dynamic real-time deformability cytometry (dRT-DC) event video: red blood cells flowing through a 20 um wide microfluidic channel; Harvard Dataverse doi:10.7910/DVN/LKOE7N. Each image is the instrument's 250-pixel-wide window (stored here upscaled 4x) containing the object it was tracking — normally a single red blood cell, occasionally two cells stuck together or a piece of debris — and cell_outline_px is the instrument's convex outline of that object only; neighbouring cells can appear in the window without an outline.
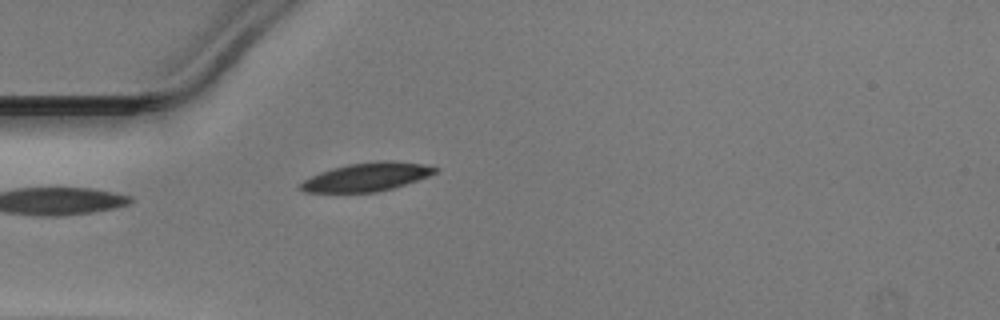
{"species": "Egyptian fruit bat (a non-hibernating species)", "species_latin": "Rousettus aegyptiacus", "temperature_condition": "warm", "stored_images_in_passage": 5, "camera_frame_rate_fps": 3000, "um_per_image_px": 0.085, "animal": {"sex": "male"}, "frame": {"image": 1, "passage_image": 1, "time_ms": 0.0, "image_size_px": [1000, 320], "cell_outline_px": [[440, 168], [436, 172], [428, 176], [392, 188], [376, 192], [304, 192], [300, 188], [300, 184], [304, 180], [320, 172], [332, 168], [348, 164], [380, 160], [392, 160], [420, 164]], "centroid_in_image_um": [31.17, 15.03], "position_along_channel_um": 53.8, "area_um2": 22.02}}